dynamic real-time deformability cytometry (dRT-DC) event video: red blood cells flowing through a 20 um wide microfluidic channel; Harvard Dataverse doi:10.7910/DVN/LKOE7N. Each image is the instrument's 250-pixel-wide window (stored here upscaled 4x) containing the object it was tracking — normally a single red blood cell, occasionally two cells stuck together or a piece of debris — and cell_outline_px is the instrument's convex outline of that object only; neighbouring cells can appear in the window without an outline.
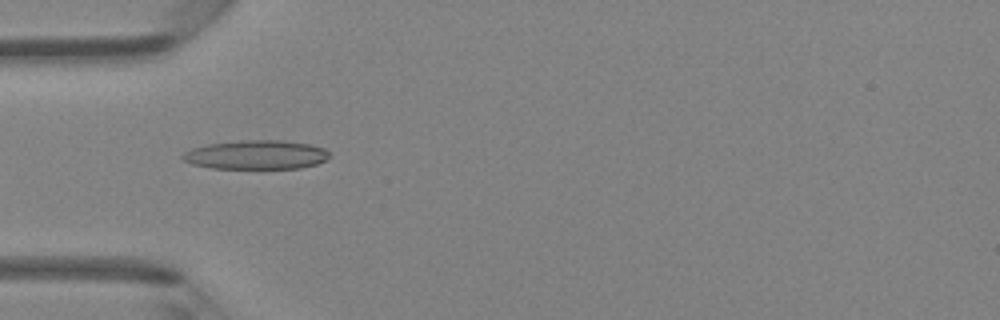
{"species": "Egyptian fruit bat (a non-hibernating species)", "species_latin": "Rousettus aegyptiacus", "temperature_condition": "room temperature", "stored_images_in_passage": 4, "camera_frame_rate_fps": 3000, "um_per_image_px": 0.085, "animal": {"sex": "female"}, "frame": {"image": 1, "passage_image": 4, "time_ms": 1.0, "image_size_px": [1000, 320], "cell_outline_px": [[328, 156], [324, 160], [316, 164], [300, 168], [212, 168], [192, 164], [184, 160], [180, 156], [184, 152], [192, 148], [208, 144], [240, 140], [280, 140], [308, 144], [324, 148], [328, 152]], "centroid_in_image_um": [21.74, 13.15], "position_along_channel_um": 63.3, "area_um2": 24.62}}